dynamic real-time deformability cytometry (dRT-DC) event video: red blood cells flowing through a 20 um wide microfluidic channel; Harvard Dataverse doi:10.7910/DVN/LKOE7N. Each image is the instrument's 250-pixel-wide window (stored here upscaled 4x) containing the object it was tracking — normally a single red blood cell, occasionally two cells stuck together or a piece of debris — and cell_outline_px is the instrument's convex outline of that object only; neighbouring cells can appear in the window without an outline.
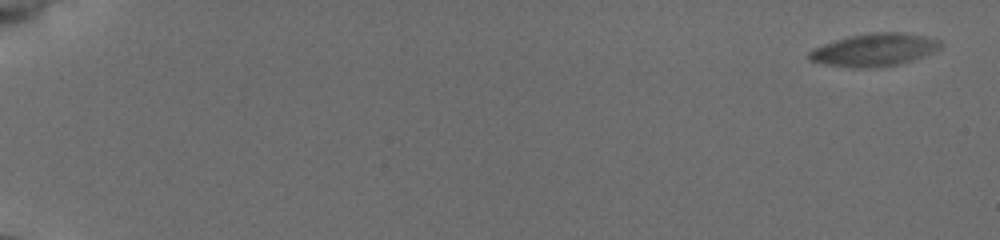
{"species": "common noctule bat (a hibernating species)", "species_latin": "Nyctalus noctula", "temperature_condition": "cold", "stored_images_in_passage": 57, "camera_frame_rate_fps": 3000, "um_per_image_px": 0.085, "animal": {"sex": "female", "body_mass_g": 19.5, "forearm_length_mm": 54.1}, "frame": {"image": 1, "passage_image": 1, "time_ms": 0.0, "image_size_px": [1000, 240], "cell_outline_px": [[940, 44], [936, 48], [920, 56], [896, 64], [832, 64], [812, 60], [808, 56], [808, 52], [816, 48], [852, 36], [884, 32], [896, 32], [928, 40]], "centroid_in_image_um": [74.22, 4.2], "position_along_channel_um": 10.8, "area_um2": 21.56}}
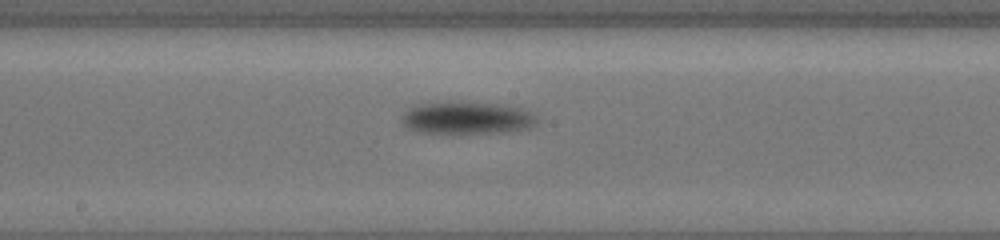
{"frame": {"image": 2, "passage_image": 33, "time_ms": 10.667, "image_size_px": [1000, 240], "cell_outline_px": [[532, 120], [528, 128], [508, 132], [420, 132], [408, 128], [400, 120], [412, 108], [420, 104], [496, 104], [516, 108], [524, 112]], "centroid_in_image_um": [39.58, 10.06], "position_along_channel_um": 208.6, "area_um2": 23.24}}
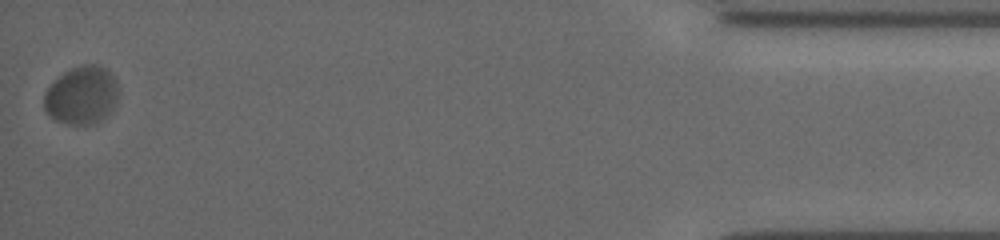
{"frame": {"image": 3, "passage_image": 57, "time_ms": 18.667, "image_size_px": [1000, 240], "cell_outline_px": [[120, 88], [116, 104], [104, 116], [92, 124], [68, 124], [56, 120], [44, 108], [44, 92], [64, 72], [72, 68], [84, 64], [96, 64], [104, 68], [112, 76]], "centroid_in_image_um": [6.95, 8.08], "position_along_channel_um": 428.2, "area_um2": 24.8}, "authors_computed_cell_mechanics": {"area_um2": 23.2934, "velocity_mm_per_s": 3.6935, "shape_relaxation_time_tau1_ms": 7.3213, "shape_relaxation_time_tau2_ms": null, "deformation_change_tau1": 0.1679, "deformation_change_tau2": null}}